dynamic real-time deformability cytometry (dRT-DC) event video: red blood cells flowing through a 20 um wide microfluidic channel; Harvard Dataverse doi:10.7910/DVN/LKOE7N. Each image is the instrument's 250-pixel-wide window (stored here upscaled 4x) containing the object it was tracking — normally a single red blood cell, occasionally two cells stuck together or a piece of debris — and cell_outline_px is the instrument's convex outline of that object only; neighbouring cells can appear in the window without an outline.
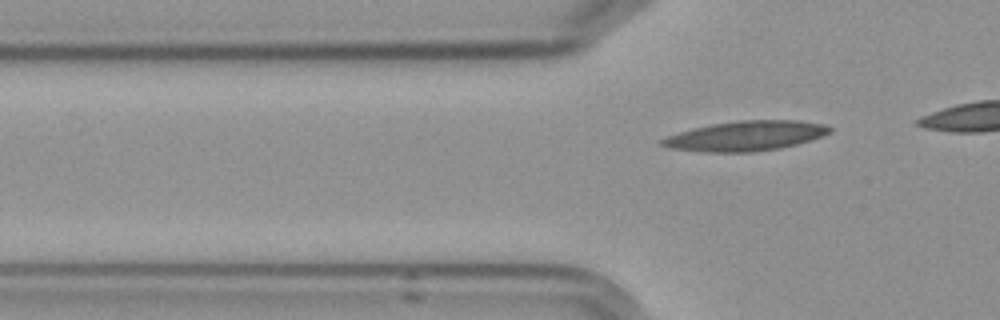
{"species": "Egyptian fruit bat (a non-hibernating species)", "species_latin": "Rousettus aegyptiacus", "temperature_condition": "cold", "stored_images_in_passage": 3, "segment_of_instrument_passage": [2, 2], "camera_frame_rate_fps": 3000, "um_per_image_px": 0.085, "frame": {"image": 1, "passage_image": 3, "time_ms": 2.333, "image_size_px": [1000, 320], "cell_outline_px": [[832, 132], [796, 144], [780, 148], [752, 152], [708, 152], [668, 148], [660, 144], [656, 140], [692, 128], [712, 124], [740, 120], [796, 120], [824, 124], [832, 128]], "centroid_in_image_um": [63.34, 11.55], "position_along_channel_um": 62.5, "area_um2": 29.07}}